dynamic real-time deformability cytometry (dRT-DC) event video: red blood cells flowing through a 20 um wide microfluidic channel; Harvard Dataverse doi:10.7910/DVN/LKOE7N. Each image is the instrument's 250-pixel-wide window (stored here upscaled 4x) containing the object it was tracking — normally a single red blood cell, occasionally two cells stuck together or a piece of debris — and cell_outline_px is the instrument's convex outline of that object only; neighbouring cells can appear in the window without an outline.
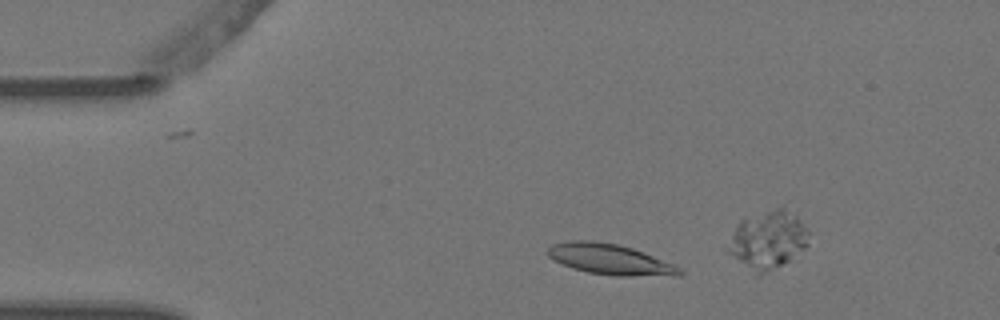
{"species": "Egyptian fruit bat (a non-hibernating species)", "species_latin": "Rousettus aegyptiacus", "temperature_condition": "warm", "stored_images_in_passage": 4, "camera_frame_rate_fps": 3000, "um_per_image_px": 0.085, "animal": {"sex": "female"}, "frame": {"image": 1, "passage_image": 2, "time_ms": 0.333, "image_size_px": [1000, 320], "cell_outline_px": [[684, 272], [680, 276], [616, 276], [588, 272], [572, 268], [552, 260], [544, 252], [552, 244], [568, 240], [592, 240], [616, 244], [632, 248], [644, 252], [672, 264], [680, 268]], "centroid_in_image_um": [51.81, 22.04], "position_along_channel_um": 33.2, "area_um2": 23.76}}